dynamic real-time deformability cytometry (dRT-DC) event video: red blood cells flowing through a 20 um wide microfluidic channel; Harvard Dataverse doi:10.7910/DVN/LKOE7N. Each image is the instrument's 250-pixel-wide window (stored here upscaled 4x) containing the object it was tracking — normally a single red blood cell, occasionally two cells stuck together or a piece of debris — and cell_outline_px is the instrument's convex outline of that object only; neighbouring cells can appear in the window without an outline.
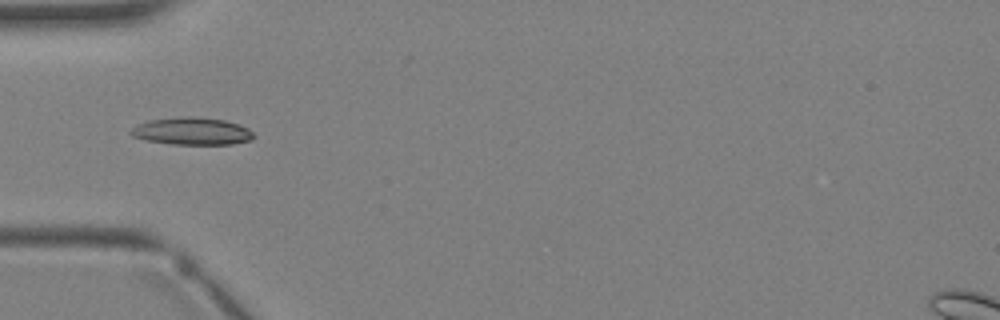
{"species": "Egyptian fruit bat (a non-hibernating species)", "species_latin": "Rousettus aegyptiacus", "temperature_condition": "warm", "stored_images_in_passage": 3, "camera_frame_rate_fps": 3000, "um_per_image_px": 0.085, "animal": {"sex": "female"}, "frame": {"image": 1, "passage_image": 3, "time_ms": 3.333, "image_size_px": [1000, 320], "cell_outline_px": [[256, 136], [252, 140], [232, 144], [172, 144], [144, 140], [132, 136], [128, 132], [136, 124], [148, 120], [180, 116], [192, 116], [224, 120], [240, 124], [248, 128]], "centroid_in_image_um": [16.3, 11.14], "position_along_channel_um": 68.7, "area_um2": 19.88}}